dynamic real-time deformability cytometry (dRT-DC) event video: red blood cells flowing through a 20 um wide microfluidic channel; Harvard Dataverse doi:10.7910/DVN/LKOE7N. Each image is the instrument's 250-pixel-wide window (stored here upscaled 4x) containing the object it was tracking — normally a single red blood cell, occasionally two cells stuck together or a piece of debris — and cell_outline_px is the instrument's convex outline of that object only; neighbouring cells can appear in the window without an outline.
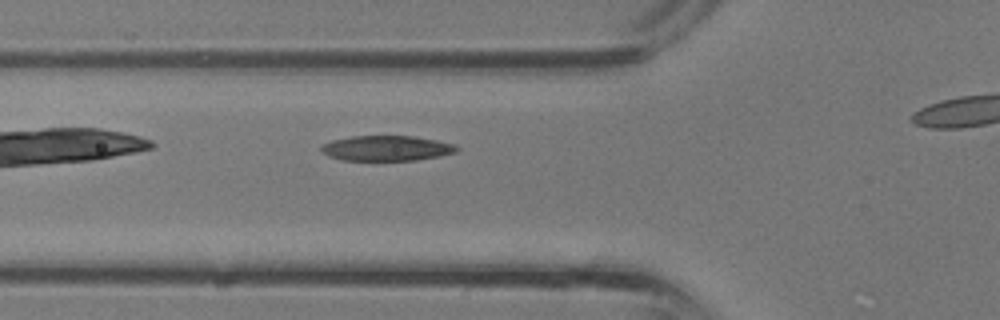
{"species": "common noctule bat (a hibernating species)", "species_latin": "Nyctalus noctula", "temperature_condition": "room temperature", "stored_images_in_passage": 20, "camera_frame_rate_fps": 3000, "um_per_image_px": 0.085, "animal": {"sex": "male", "body_mass_g": 13.3}, "frame": {"image": 1, "passage_image": 3, "time_ms": 0.667, "image_size_px": [1000, 320], "cell_outline_px": [[460, 148], [456, 152], [436, 156], [412, 160], [344, 160], [332, 156], [324, 152], [320, 148], [324, 144], [332, 140], [352, 136], [412, 136], [452, 144]], "centroid_in_image_um": [32.84, 12.59], "position_along_channel_um": 93.0, "area_um2": 19.31}}
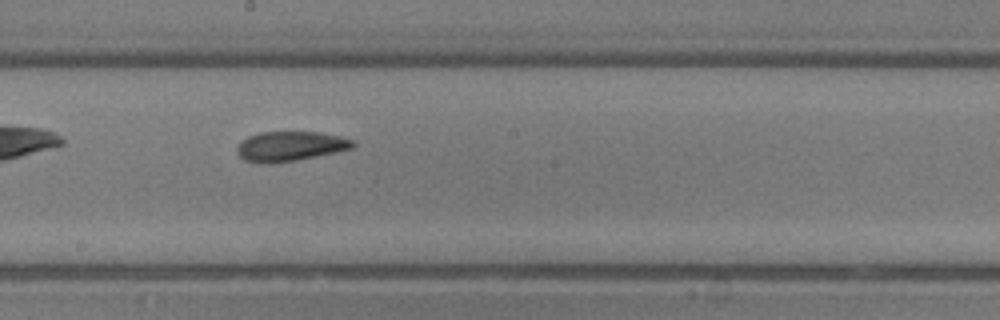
{"frame": {"image": 2, "passage_image": 10, "time_ms": 3.0, "image_size_px": [1000, 320], "cell_outline_px": [[356, 144], [352, 148], [292, 160], [244, 160], [240, 156], [236, 148], [248, 136], [260, 132], [316, 132], [336, 136], [352, 140]], "centroid_in_image_um": [24.68, 12.37], "position_along_channel_um": 223.5, "area_um2": 18.67}}
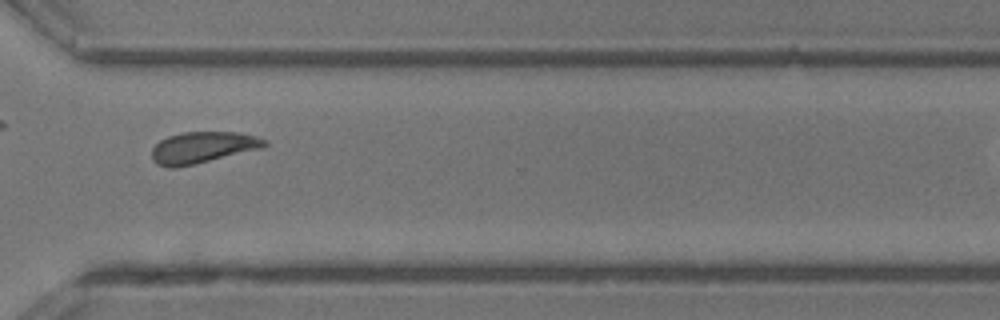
{"frame": {"image": 3, "passage_image": 17, "time_ms": 5.333, "image_size_px": [1000, 320], "cell_outline_px": [[268, 144], [264, 148], [176, 168], [168, 168], [156, 164], [152, 160], [152, 148], [160, 140], [168, 136], [184, 132], [236, 132], [256, 136], [264, 140]], "centroid_in_image_um": [17.2, 12.54], "position_along_channel_um": 353.4, "area_um2": 20.63}}